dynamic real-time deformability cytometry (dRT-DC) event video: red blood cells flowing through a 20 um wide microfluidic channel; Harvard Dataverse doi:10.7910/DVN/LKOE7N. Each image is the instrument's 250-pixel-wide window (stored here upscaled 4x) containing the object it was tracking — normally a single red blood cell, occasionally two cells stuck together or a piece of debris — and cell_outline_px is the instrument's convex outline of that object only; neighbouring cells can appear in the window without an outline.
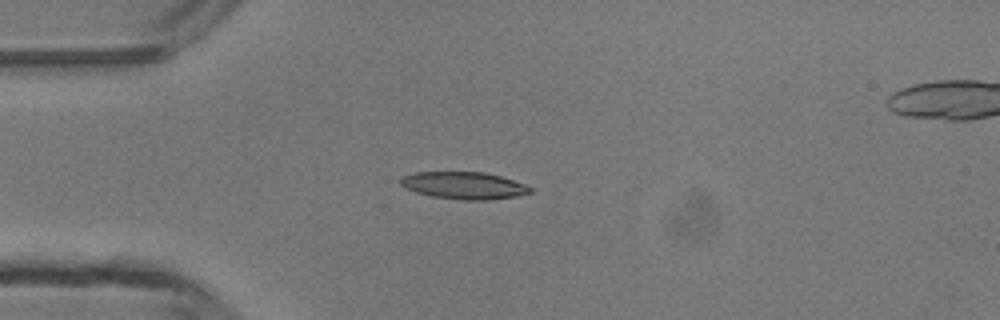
{"species": "common noctule bat (a hibernating species)", "species_latin": "Nyctalus noctula", "temperature_condition": "room temperature", "stored_images_in_passage": 37, "segment_of_instrument_passage": [1, 2], "camera_frame_rate_fps": 3000, "um_per_image_px": 0.085, "animal": {"sex": "male", "body_mass_g": 13.3}, "frame": {"image": 1, "passage_image": 1, "time_ms": 0.0, "image_size_px": [1000, 320], "cell_outline_px": [[532, 192], [516, 196], [488, 200], [464, 200], [432, 196], [416, 192], [404, 188], [400, 184], [400, 176], [416, 172], [484, 172], [500, 176], [524, 184], [532, 188]], "centroid_in_image_um": [39.4, 15.76], "position_along_channel_um": 45.6, "area_um2": 20.52}}
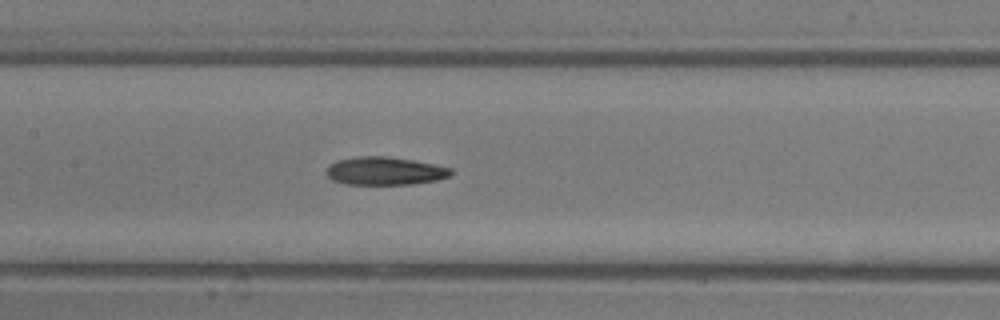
{"frame": {"image": 2, "passage_image": 11, "time_ms": 3.333, "image_size_px": [1000, 320], "cell_outline_px": [[452, 172], [448, 176], [436, 180], [412, 184], [344, 184], [332, 180], [324, 172], [328, 164], [336, 160], [356, 156], [388, 156], [412, 160], [452, 168]], "centroid_in_image_um": [32.63, 14.52], "position_along_channel_um": 174.8, "area_um2": 20.46}}
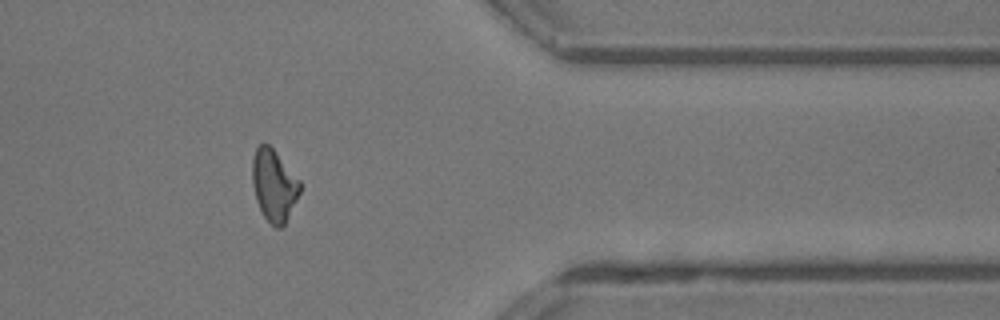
{"frame": {"image": 3, "passage_image": 27, "time_ms": 8.667, "image_size_px": [1000, 320], "cell_outline_px": [[300, 192], [284, 224], [280, 228], [276, 228], [264, 216], [256, 200], [252, 184], [252, 160], [256, 148], [260, 144], [268, 144], [272, 148], [300, 180]], "centroid_in_image_um": [23.27, 15.74], "position_along_channel_um": 388.1, "area_um2": 19.59}}